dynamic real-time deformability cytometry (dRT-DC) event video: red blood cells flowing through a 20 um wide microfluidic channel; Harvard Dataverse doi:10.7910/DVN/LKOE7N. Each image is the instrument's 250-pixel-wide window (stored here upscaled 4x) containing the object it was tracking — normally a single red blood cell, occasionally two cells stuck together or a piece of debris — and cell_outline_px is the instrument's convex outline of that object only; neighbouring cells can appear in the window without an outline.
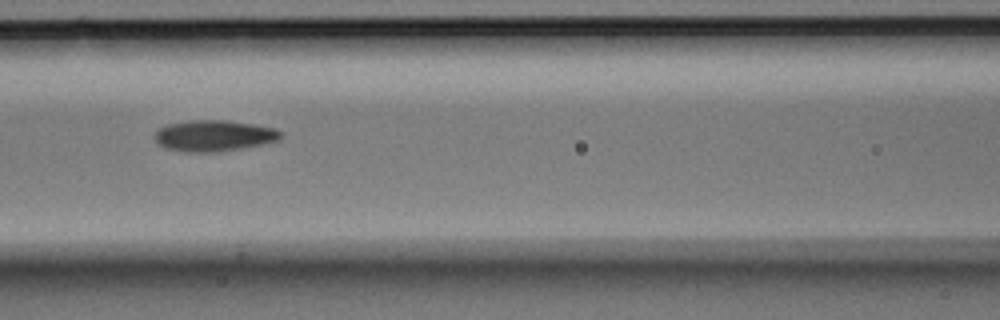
{"species": "Egyptian fruit bat (a non-hibernating species)", "species_latin": "Rousettus aegyptiacus", "temperature_condition": "room temperature", "stored_images_in_passage": 8, "camera_frame_rate_fps": 3000, "um_per_image_px": 0.085, "animal": {"sex": "male"}, "frame": {"image": 1, "passage_image": 6, "time_ms": 1.667, "image_size_px": [1000, 320], "cell_outline_px": [[280, 140], [264, 144], [244, 148], [220, 152], [188, 152], [164, 148], [152, 136], [160, 128], [168, 124], [188, 120], [224, 120], [252, 124], [276, 128], [280, 132]], "centroid_in_image_um": [18.18, 11.54], "position_along_channel_um": 148.4, "area_um2": 22.95}}
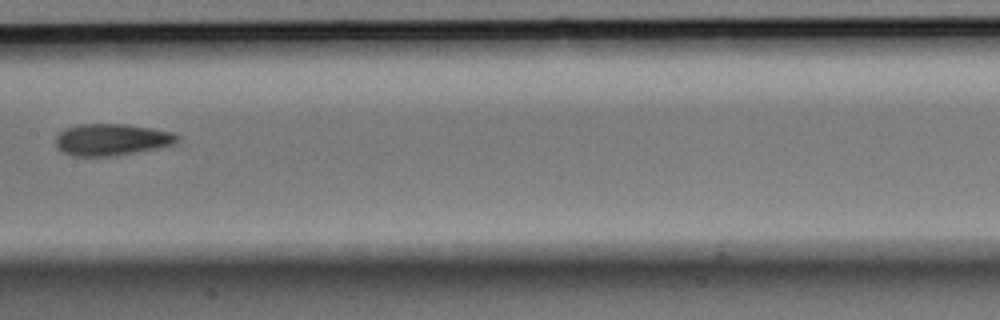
{"frame": {"image": 2, "passage_image": 7, "time_ms": 2.0, "image_size_px": [1000, 320], "cell_outline_px": [[180, 136], [176, 144], [160, 148], [116, 156], [76, 156], [64, 152], [56, 144], [56, 136], [64, 128], [76, 124], [128, 124], [152, 128], [172, 132]], "centroid_in_image_um": [9.54, 11.86], "position_along_channel_um": 197.9, "area_um2": 22.72}}
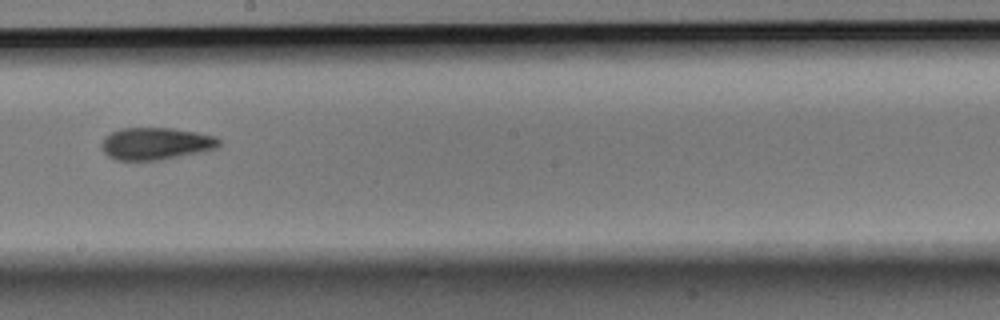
{"frame": {"image": 3, "passage_image": 8, "time_ms": 2.333, "image_size_px": [1000, 320], "cell_outline_px": [[220, 144], [216, 148], [160, 160], [116, 160], [108, 156], [104, 152], [100, 144], [104, 136], [120, 128], [172, 128], [196, 132], [216, 136], [220, 140]], "centroid_in_image_um": [13.2, 12.2], "position_along_channel_um": 235.0, "area_um2": 21.96}}